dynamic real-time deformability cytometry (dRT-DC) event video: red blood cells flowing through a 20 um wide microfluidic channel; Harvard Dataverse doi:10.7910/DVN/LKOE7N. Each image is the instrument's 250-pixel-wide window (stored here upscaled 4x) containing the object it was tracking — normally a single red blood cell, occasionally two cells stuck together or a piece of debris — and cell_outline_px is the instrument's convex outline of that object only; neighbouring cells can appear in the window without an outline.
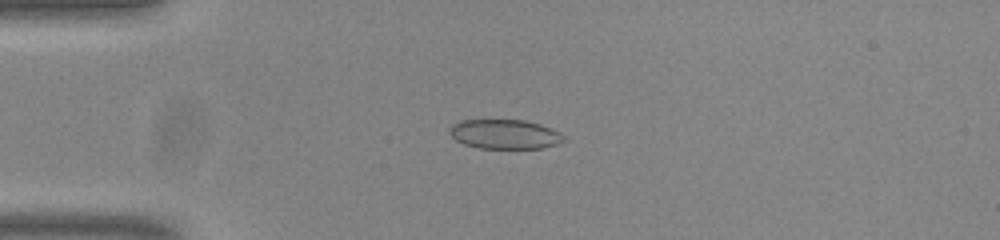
{"species": "common noctule bat (a hibernating species)", "species_latin": "Nyctalus noctula", "temperature_condition": "room temperature", "stored_images_in_passage": 54, "camera_frame_rate_fps": 3000, "um_per_image_px": 0.085, "animal": {"sex": "male", "body_mass_g": 20.0, "forearm_length_mm": 53.3}, "frame": {"image": 1, "passage_image": 14, "time_ms": 4.333, "image_size_px": [1000, 240], "cell_outline_px": [[568, 140], [560, 144], [544, 148], [480, 148], [464, 144], [456, 140], [448, 132], [452, 124], [460, 120], [524, 120], [540, 124], [552, 128], [560, 132]], "centroid_in_image_um": [42.96, 11.41], "position_along_channel_um": 42.0, "area_um2": 19.83}}
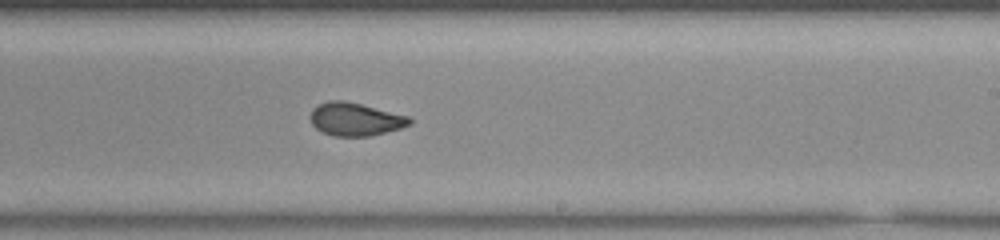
{"frame": {"image": 2, "passage_image": 33, "time_ms": 10.667, "image_size_px": [1000, 240], "cell_outline_px": [[412, 124], [400, 128], [368, 136], [332, 136], [316, 128], [312, 124], [308, 116], [312, 108], [316, 104], [328, 100], [344, 100], [408, 116], [412, 120]], "centroid_in_image_um": [30.13, 10.12], "position_along_channel_um": 258.9, "area_um2": 19.13}}
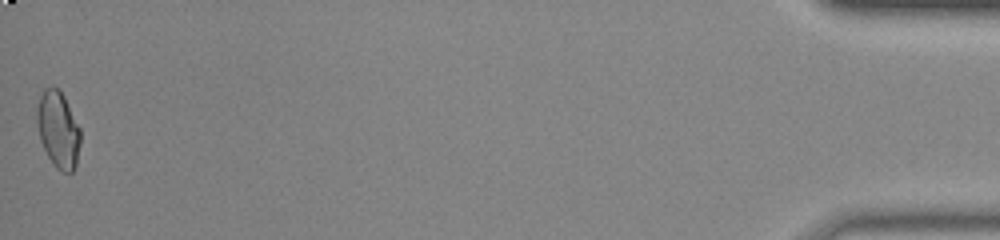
{"frame": {"image": 3, "passage_image": 54, "time_ms": 17.667, "image_size_px": [1000, 240], "cell_outline_px": [[80, 144], [76, 164], [72, 172], [60, 172], [52, 164], [40, 140], [36, 120], [36, 108], [40, 96], [44, 88], [52, 84], [64, 96], [80, 128]], "centroid_in_image_um": [4.93, 11.01], "position_along_channel_um": 430.3, "area_um2": 19.54}, "authors_computed_cell_mechanics": {"area_um2": 19.363, "velocity_mm_per_s": 3.8355, "shape_relaxation_time_tau1_ms": 9.5905, "shape_relaxation_time_tau2_ms": 1.1544, "deformation_change_tau1": 0.1902, "deformation_change_tau2": 0.056}}